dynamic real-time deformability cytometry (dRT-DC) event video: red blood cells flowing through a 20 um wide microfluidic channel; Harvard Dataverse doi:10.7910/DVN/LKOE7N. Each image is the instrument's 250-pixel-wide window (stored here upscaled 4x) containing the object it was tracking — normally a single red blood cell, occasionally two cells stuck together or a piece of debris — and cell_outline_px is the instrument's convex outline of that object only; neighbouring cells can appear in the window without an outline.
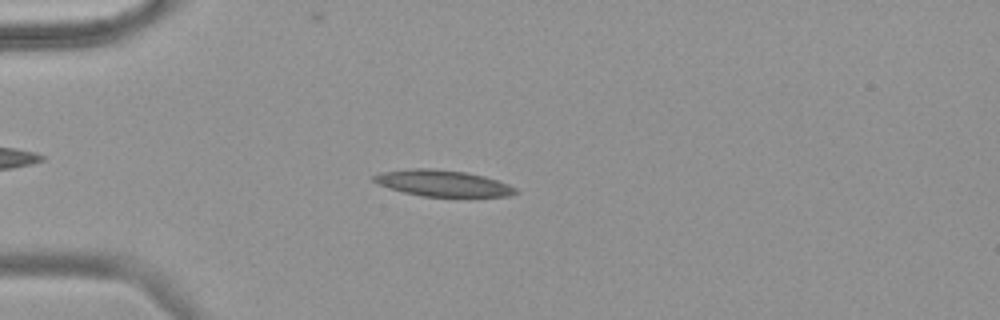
{"species": "common noctule bat (a hibernating species)", "species_latin": "Nyctalus noctula", "temperature_condition": "warm", "stored_images_in_passage": 51, "camera_frame_rate_fps": 3000, "um_per_image_px": 0.085, "animal": {"sex": "female", "body_mass_g": 18.4}, "frame": {"image": 1, "passage_image": 8, "time_ms": 2.333, "image_size_px": [1000, 320], "cell_outline_px": [[520, 192], [508, 196], [420, 196], [404, 192], [380, 184], [372, 180], [372, 176], [380, 172], [416, 168], [428, 168], [464, 172], [484, 176], [508, 184], [516, 188]], "centroid_in_image_um": [37.65, 15.57], "position_along_channel_um": 47.4, "area_um2": 21.33}}
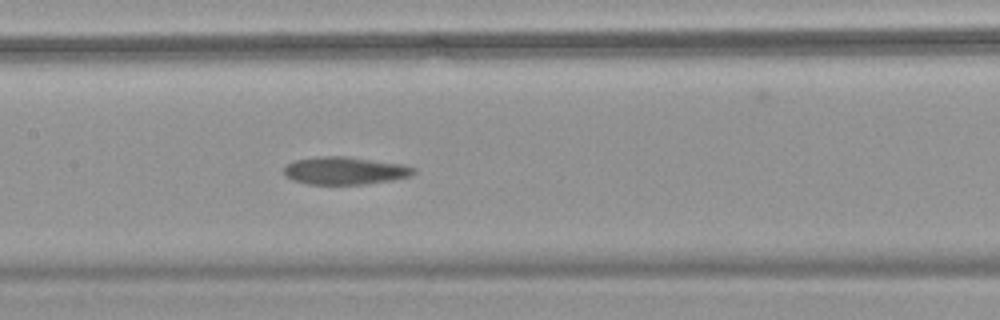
{"frame": {"image": 2, "passage_image": 21, "time_ms": 6.667, "image_size_px": [1000, 320], "cell_outline_px": [[416, 172], [408, 176], [392, 180], [364, 184], [308, 184], [292, 180], [284, 176], [284, 168], [288, 164], [296, 160], [320, 156], [344, 156], [404, 164], [416, 168]], "centroid_in_image_um": [29.31, 14.51], "position_along_channel_um": 178.1, "area_um2": 20.87}}
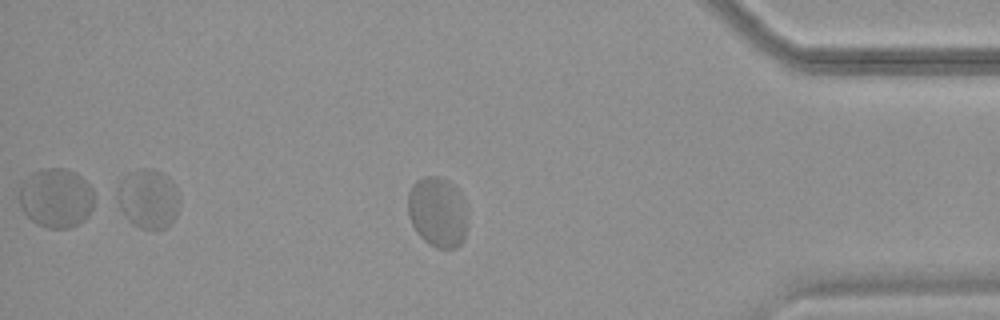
{"frame": {"image": 3, "passage_image": 42, "time_ms": 13.667, "image_size_px": [1000, 320], "cell_outline_px": [[464, 240], [456, 248], [436, 248], [428, 244], [416, 232], [408, 216], [408, 192], [412, 184], [416, 180], [424, 176], [436, 176], [448, 180], [460, 192], [464, 220]], "centroid_in_image_um": [37.12, 18.02], "position_along_channel_um": 398.1, "area_um2": 23.99}}